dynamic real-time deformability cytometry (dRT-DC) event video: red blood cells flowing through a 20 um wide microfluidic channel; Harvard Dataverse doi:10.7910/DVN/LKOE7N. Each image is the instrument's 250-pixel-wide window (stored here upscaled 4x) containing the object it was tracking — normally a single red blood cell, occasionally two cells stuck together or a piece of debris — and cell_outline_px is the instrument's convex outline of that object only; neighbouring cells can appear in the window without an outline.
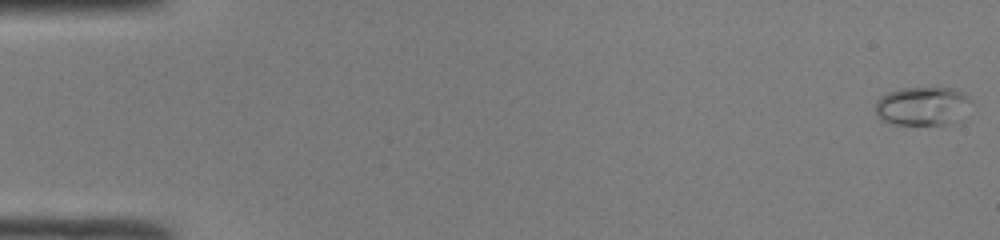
{"species": "common noctule bat (a hibernating species)", "species_latin": "Nyctalus noctula", "temperature_condition": "room temperature", "stored_images_in_passage": 49, "camera_frame_rate_fps": 3000, "um_per_image_px": 0.085, "animal": {"sex": "male", "body_mass_g": 19.0, "forearm_length_mm": 50.8}, "frame": {"image": 1, "passage_image": 1, "time_ms": 0.0, "image_size_px": [1000, 240], "cell_outline_px": [[972, 100], [964, 120], [956, 124], [892, 124], [880, 120], [876, 116], [876, 100], [880, 96], [888, 92], [904, 88], [952, 88], [964, 92]], "centroid_in_image_um": [78.47, 9.04], "position_along_channel_um": 6.5, "area_um2": 22.2}}
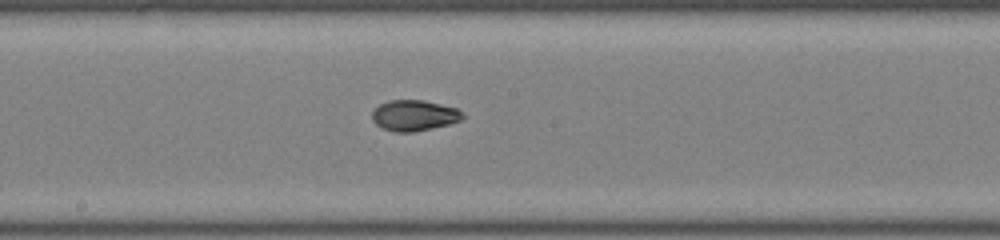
{"frame": {"image": 2, "passage_image": 27, "time_ms": 8.667, "image_size_px": [1000, 240], "cell_outline_px": [[464, 116], [460, 120], [448, 124], [432, 128], [412, 132], [396, 132], [384, 128], [376, 124], [372, 120], [372, 112], [380, 104], [388, 100], [420, 100], [440, 104], [456, 108]], "centroid_in_image_um": [35.17, 9.81], "position_along_channel_um": 213.0, "area_um2": 15.95}}
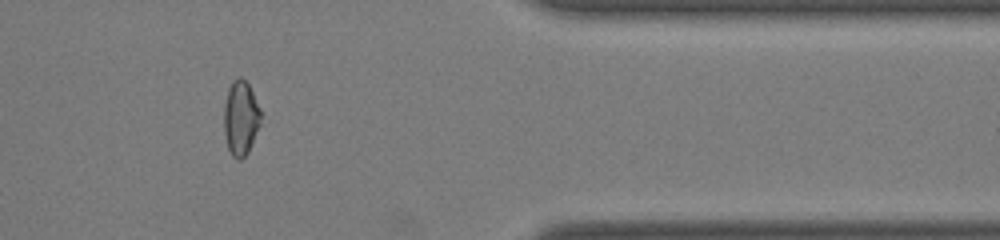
{"frame": {"image": 3, "passage_image": 41, "time_ms": 13.333, "image_size_px": [1000, 240], "cell_outline_px": [[260, 124], [252, 144], [248, 152], [240, 160], [236, 160], [232, 156], [228, 148], [224, 136], [224, 104], [228, 88], [232, 80], [240, 76], [248, 84], [260, 108]], "centroid_in_image_um": [20.44, 10.04], "position_along_channel_um": 391.0, "area_um2": 16.07}, "authors_computed_cell_mechanics": {"area_um2": 16.3574, "velocity_mm_per_s": 4.2239, "shape_relaxation_time_tau1_ms": null, "shape_relaxation_time_tau2_ms": 1.3883, "deformation_change_tau1": null, "deformation_change_tau2": 0.0533}}